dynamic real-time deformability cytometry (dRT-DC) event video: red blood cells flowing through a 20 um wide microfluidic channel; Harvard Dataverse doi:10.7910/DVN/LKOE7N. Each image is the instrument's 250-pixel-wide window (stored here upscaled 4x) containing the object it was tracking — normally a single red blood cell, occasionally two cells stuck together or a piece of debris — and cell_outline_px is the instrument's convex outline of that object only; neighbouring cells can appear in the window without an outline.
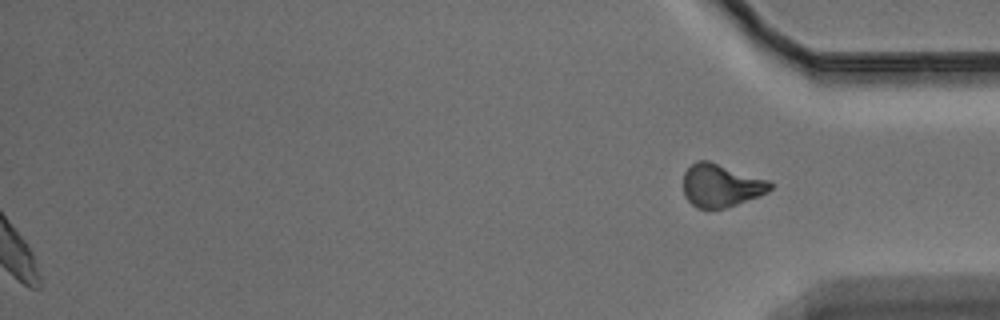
{"species": "Egyptian fruit bat (a non-hibernating species)", "species_latin": "Rousettus aegyptiacus", "temperature_condition": "warm", "stored_images_in_passage": 53, "segment_of_instrument_passage": [2, 2], "camera_frame_rate_fps": 3000, "um_per_image_px": 0.085, "animal": {"sex": "male"}, "frame": {"image": 1, "passage_image": 53, "time_ms": 17.333, "image_size_px": [1000, 320], "cell_outline_px": [[772, 188], [768, 192], [760, 196], [724, 208], [696, 208], [684, 196], [684, 172], [696, 160], [708, 160], [768, 180], [772, 184]], "centroid_in_image_um": [61.27, 15.76], "position_along_channel_um": 373.9, "area_um2": 21.62}}